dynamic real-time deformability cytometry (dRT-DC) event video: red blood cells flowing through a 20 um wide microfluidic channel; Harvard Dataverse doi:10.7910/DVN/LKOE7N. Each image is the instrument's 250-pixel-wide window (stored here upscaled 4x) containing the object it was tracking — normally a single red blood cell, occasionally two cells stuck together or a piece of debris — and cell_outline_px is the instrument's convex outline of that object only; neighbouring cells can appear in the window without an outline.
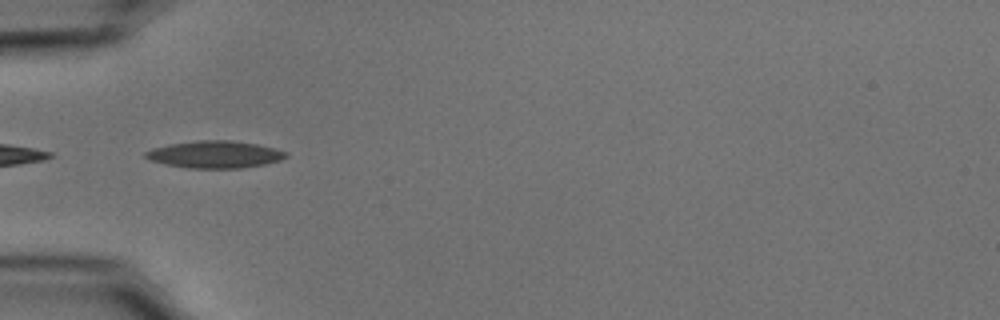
{"species": "common noctule bat (a hibernating species)", "species_latin": "Nyctalus noctula", "temperature_condition": "cold", "stored_images_in_passage": 16, "camera_frame_rate_fps": 3000, "um_per_image_px": 0.085, "animal": {"sex": "male", "body_mass_g": 15.6}, "frame": {"image": 1, "passage_image": 12, "time_ms": 3.667, "image_size_px": [1000, 320], "cell_outline_px": [[288, 156], [280, 160], [264, 164], [244, 168], [188, 168], [164, 164], [152, 160], [144, 156], [144, 152], [152, 148], [168, 144], [200, 140], [228, 140], [256, 144], [288, 152]], "centroid_in_image_um": [18.24, 13.13], "position_along_channel_um": 66.8, "area_um2": 22.14}}